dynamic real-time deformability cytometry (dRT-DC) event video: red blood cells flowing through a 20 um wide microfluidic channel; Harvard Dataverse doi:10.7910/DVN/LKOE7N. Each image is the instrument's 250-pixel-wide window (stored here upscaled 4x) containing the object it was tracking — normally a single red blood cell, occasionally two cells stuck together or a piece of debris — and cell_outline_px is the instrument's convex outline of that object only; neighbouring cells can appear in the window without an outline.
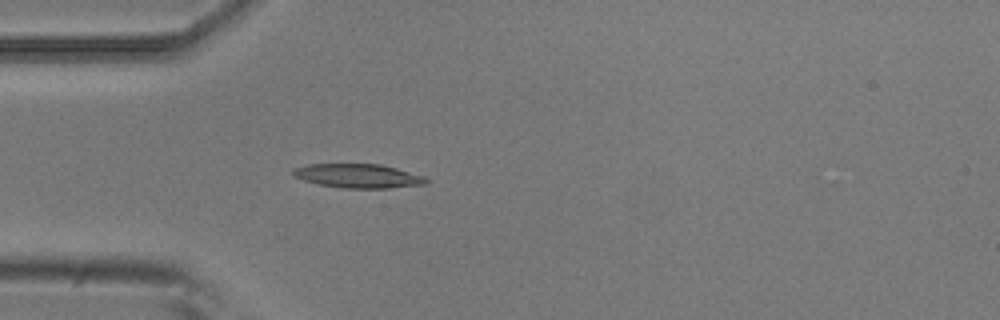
{"species": "common noctule bat (a hibernating species)", "species_latin": "Nyctalus noctula", "temperature_condition": "room temperature", "stored_images_in_passage": 4, "camera_frame_rate_fps": 3000, "um_per_image_px": 0.085, "animal": {"sex": "male", "body_mass_g": 20.5, "forearm_length_mm": 52.5}, "frame": {"image": 1, "passage_image": 4, "time_ms": 1.0, "image_size_px": [1000, 320], "cell_outline_px": [[428, 184], [388, 188], [344, 188], [320, 184], [304, 180], [296, 176], [292, 172], [296, 168], [308, 164], [380, 164], [396, 168], [424, 176], [428, 180]], "centroid_in_image_um": [30.5, 14.95], "position_along_channel_um": 54.5, "area_um2": 18.38}}